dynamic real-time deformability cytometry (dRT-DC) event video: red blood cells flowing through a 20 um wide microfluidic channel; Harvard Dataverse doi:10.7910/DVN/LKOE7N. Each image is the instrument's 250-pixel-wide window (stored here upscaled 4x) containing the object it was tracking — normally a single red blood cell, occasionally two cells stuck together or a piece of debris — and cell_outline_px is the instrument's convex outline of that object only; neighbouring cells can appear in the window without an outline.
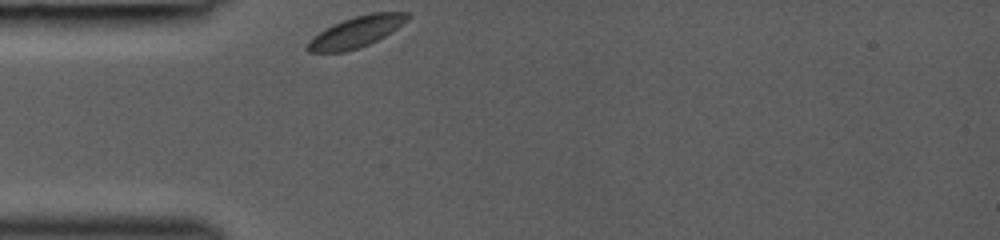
{"species": "common noctule bat (a hibernating species)", "species_latin": "Nyctalus noctula", "temperature_condition": "room temperature", "stored_images_in_passage": 18, "camera_frame_rate_fps": 3000, "um_per_image_px": 0.085, "animal": {"sex": "female", "body_mass_g": 19.0, "forearm_length_mm": 53.3}, "frame": {"image": 1, "passage_image": 1, "time_ms": 0.0, "image_size_px": [1000, 240], "cell_outline_px": [[408, 20], [384, 36], [368, 44], [344, 52], [308, 52], [304, 48], [312, 36], [344, 20], [368, 12], [408, 12]], "centroid_in_image_um": [30.26, 2.71], "position_along_channel_um": 54.7, "area_um2": 17.63}}
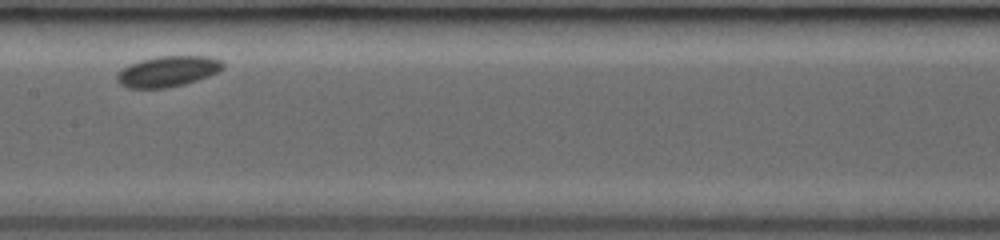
{"frame": {"image": 2, "passage_image": 11, "time_ms": 3.667, "image_size_px": [1000, 240], "cell_outline_px": [[224, 68], [208, 76], [184, 84], [164, 88], [128, 88], [120, 84], [116, 80], [116, 76], [120, 68], [128, 64], [140, 60], [156, 56], [208, 56], [220, 60], [224, 64]], "centroid_in_image_um": [14.21, 6.06], "position_along_channel_um": 193.2, "area_um2": 19.02}}
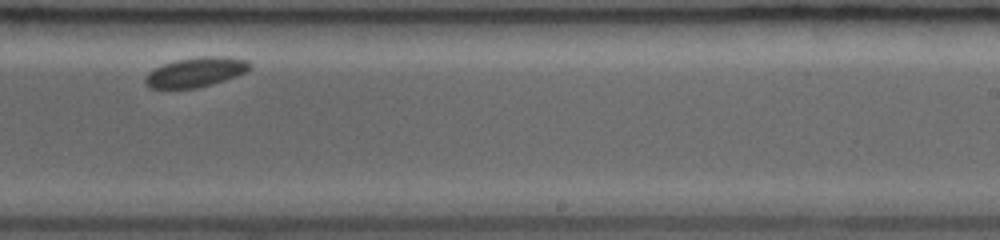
{"frame": {"image": 3, "passage_image": 16, "time_ms": 5.667, "image_size_px": [1000, 240], "cell_outline_px": [[252, 68], [248, 72], [212, 84], [196, 88], [152, 88], [144, 80], [144, 76], [148, 72], [164, 64], [176, 60], [200, 56], [228, 56], [248, 60], [252, 64]], "centroid_in_image_um": [16.71, 6.11], "position_along_channel_um": 272.3, "area_um2": 18.15}}